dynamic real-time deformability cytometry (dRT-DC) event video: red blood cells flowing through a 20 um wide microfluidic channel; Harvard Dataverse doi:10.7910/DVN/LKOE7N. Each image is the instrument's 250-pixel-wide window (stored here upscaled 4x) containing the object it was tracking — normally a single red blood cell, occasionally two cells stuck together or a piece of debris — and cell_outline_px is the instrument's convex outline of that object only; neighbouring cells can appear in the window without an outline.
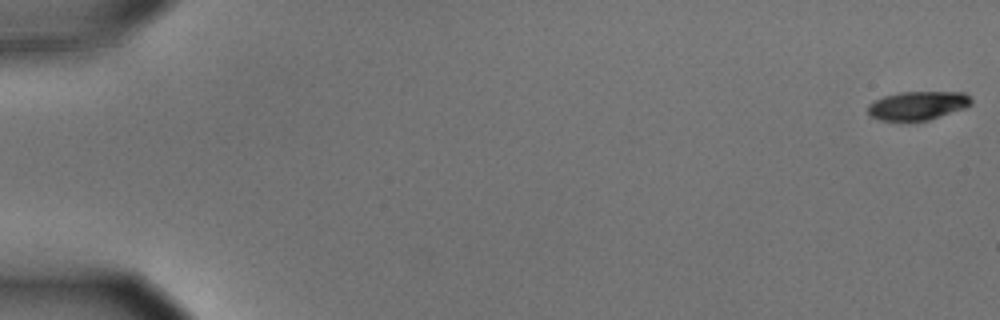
{"species": "common noctule bat (a hibernating species)", "species_latin": "Nyctalus noctula", "temperature_condition": "cold", "stored_images_in_passage": 6, "camera_frame_rate_fps": 3000, "um_per_image_px": 0.085, "animal": {"sex": "male", "body_mass_g": 15.6}, "frame": {"image": 1, "passage_image": 1, "time_ms": 0.0, "image_size_px": [1000, 320], "cell_outline_px": [[972, 104], [964, 108], [928, 120], [880, 120], [872, 116], [868, 112], [868, 104], [884, 96], [900, 92], [964, 92], [972, 100]], "centroid_in_image_um": [78.01, 8.96], "position_along_channel_um": 7.0, "area_um2": 16.99}}